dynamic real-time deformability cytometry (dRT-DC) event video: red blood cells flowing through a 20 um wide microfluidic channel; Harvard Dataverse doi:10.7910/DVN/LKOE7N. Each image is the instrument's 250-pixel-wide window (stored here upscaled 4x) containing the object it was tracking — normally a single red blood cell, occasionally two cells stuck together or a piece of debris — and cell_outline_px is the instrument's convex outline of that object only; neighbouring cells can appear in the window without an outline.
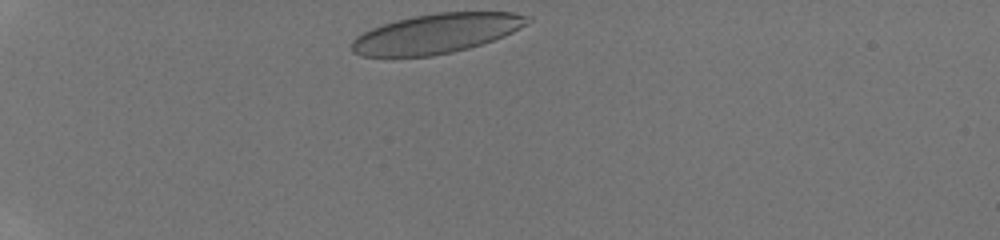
{"species": "human", "species_latin": "Homo sapiens", "temperature_condition": "room temperature", "stored_images_in_passage": 29, "camera_frame_rate_fps": 3000, "um_per_image_px": 0.085, "donor": {"sex": "male"}, "frame": {"image": 1, "passage_image": 1, "time_ms": 0.0, "image_size_px": [1000, 240], "cell_outline_px": [[532, 20], [528, 24], [504, 36], [468, 48], [452, 52], [432, 56], [360, 56], [352, 52], [352, 40], [356, 36], [372, 28], [396, 20], [412, 16], [436, 12], [512, 12], [532, 16]], "centroid_in_image_um": [37.12, 2.84], "position_along_channel_um": 47.9, "area_um2": 40.52}}
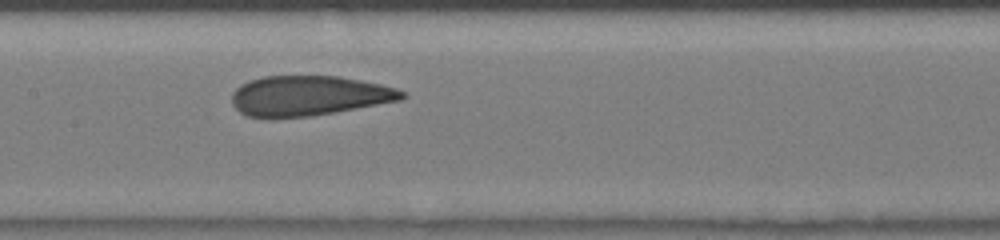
{"frame": {"image": 2, "passage_image": 13, "time_ms": 4.0, "image_size_px": [1000, 240], "cell_outline_px": [[408, 96], [400, 100], [332, 112], [308, 116], [244, 116], [232, 104], [232, 92], [240, 84], [248, 80], [264, 76], [340, 76], [380, 84], [396, 88], [404, 92]], "centroid_in_image_um": [26.23, 8.11], "position_along_channel_um": 181.2, "area_um2": 39.13}}
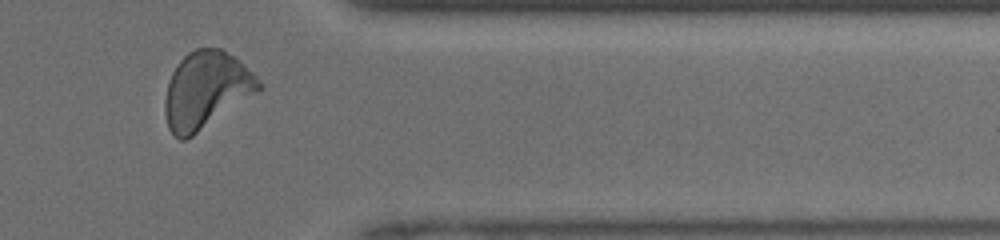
{"frame": {"image": 3, "passage_image": 27, "time_ms": 8.667, "image_size_px": [1000, 240], "cell_outline_px": [[264, 88], [192, 136], [184, 140], [180, 140], [168, 128], [164, 112], [164, 100], [168, 80], [172, 72], [180, 60], [188, 52], [196, 48], [220, 48], [232, 56], [252, 72], [264, 84]], "centroid_in_image_um": [17.5, 7.66], "position_along_channel_um": 393.9, "area_um2": 41.79}}